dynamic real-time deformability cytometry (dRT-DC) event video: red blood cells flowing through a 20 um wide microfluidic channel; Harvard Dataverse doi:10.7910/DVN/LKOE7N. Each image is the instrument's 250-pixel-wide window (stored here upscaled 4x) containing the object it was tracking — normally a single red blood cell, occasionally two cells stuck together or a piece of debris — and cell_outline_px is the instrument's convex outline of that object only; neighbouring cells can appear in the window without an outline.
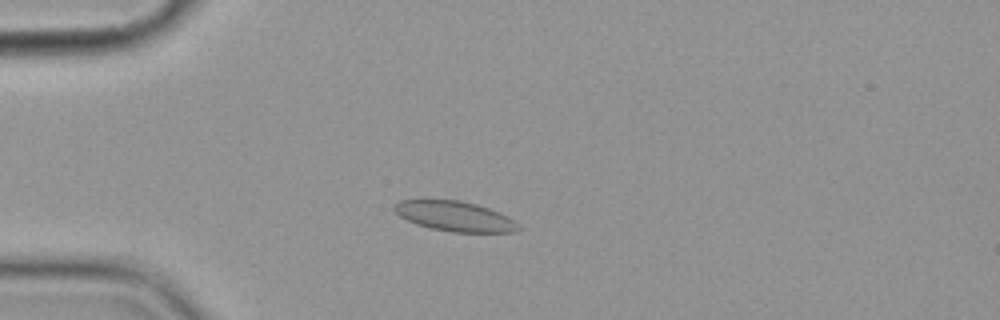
{"species": "common noctule bat (a hibernating species)", "species_latin": "Nyctalus noctula", "temperature_condition": "cold", "stored_images_in_passage": 9, "camera_frame_rate_fps": 3000, "um_per_image_px": 0.085, "animal": {"sex": "female", "body_mass_g": 19.9}, "frame": {"image": 1, "passage_image": 3, "time_ms": 2.333, "image_size_px": [1000, 320], "cell_outline_px": [[520, 228], [516, 232], [452, 232], [432, 228], [416, 224], [400, 216], [392, 208], [392, 204], [400, 200], [460, 200], [476, 204], [500, 212], [508, 216], [520, 224]], "centroid_in_image_um": [38.67, 18.38], "position_along_channel_um": 46.3, "area_um2": 21.73}}
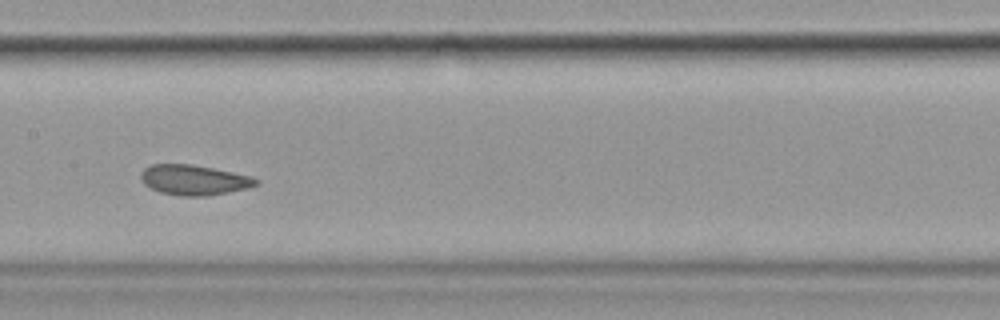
{"frame": {"image": 2, "passage_image": 7, "time_ms": 7.0, "image_size_px": [1000, 320], "cell_outline_px": [[260, 184], [248, 188], [208, 196], [180, 196], [160, 192], [144, 184], [140, 176], [140, 172], [144, 168], [152, 164], [192, 164], [252, 176], [260, 180]], "centroid_in_image_um": [16.51, 15.3], "position_along_channel_um": 190.9, "area_um2": 20.35}}
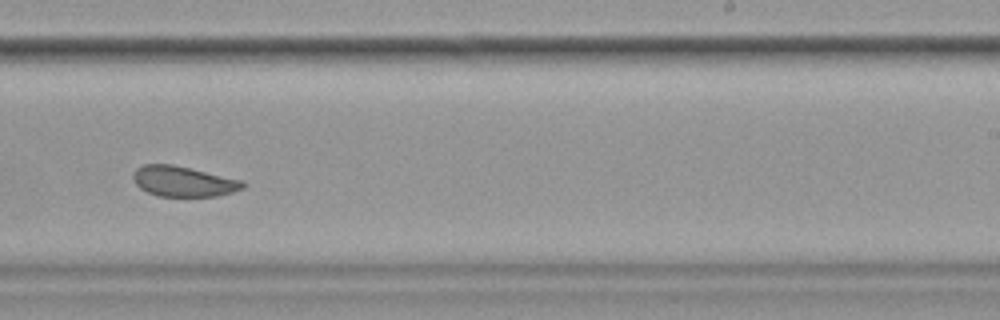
{"frame": {"image": 3, "passage_image": 9, "time_ms": 9.333, "image_size_px": [1000, 320], "cell_outline_px": [[248, 184], [244, 188], [232, 192], [216, 196], [156, 196], [140, 188], [136, 184], [132, 176], [136, 168], [144, 164], [172, 164], [244, 180]], "centroid_in_image_um": [15.61, 15.41], "position_along_channel_um": 273.4, "area_um2": 19.54}}